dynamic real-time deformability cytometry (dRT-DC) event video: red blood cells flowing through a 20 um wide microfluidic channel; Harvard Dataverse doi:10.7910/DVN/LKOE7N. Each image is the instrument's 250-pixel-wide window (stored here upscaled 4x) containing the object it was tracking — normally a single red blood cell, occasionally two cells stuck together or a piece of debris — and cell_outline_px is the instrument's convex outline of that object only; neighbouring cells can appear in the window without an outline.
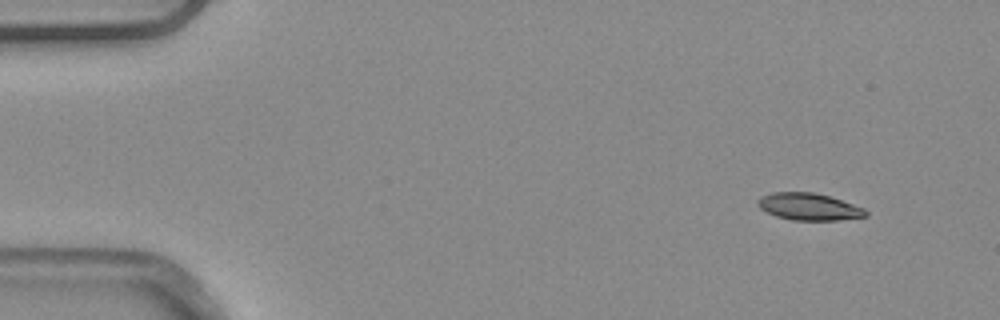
{"species": "common noctule bat (a hibernating species)", "species_latin": "Nyctalus noctula", "temperature_condition": "warm", "stored_images_in_passage": 5, "segment_of_instrument_passage": [1, 2], "camera_frame_rate_fps": 3000, "um_per_image_px": 0.085, "animal": {"sex": "male", "body_mass_g": 20.4}, "frame": {"image": 1, "passage_image": 1, "time_ms": 0.0, "image_size_px": [1000, 320], "cell_outline_px": [[868, 216], [836, 220], [792, 220], [776, 216], [760, 208], [756, 204], [756, 200], [760, 196], [772, 192], [812, 192], [828, 196], [864, 208], [868, 212]], "centroid_in_image_um": [68.72, 17.56], "position_along_channel_um": 16.3, "area_um2": 16.94}}
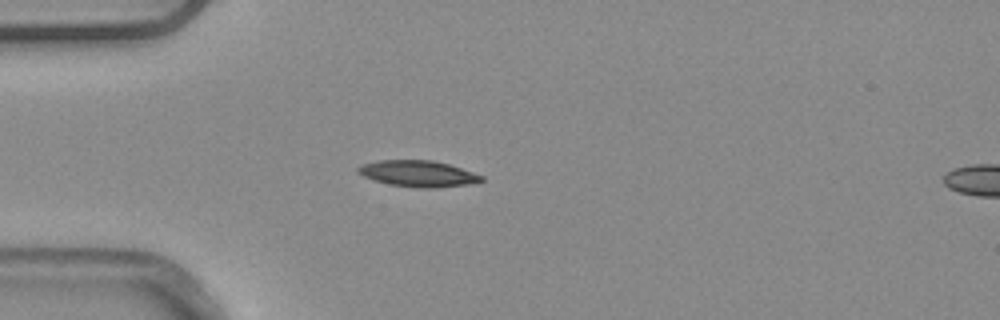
{"frame": {"image": 2, "passage_image": 4, "time_ms": 1.0, "image_size_px": [1000, 320], "cell_outline_px": [[484, 180], [468, 184], [436, 188], [416, 188], [388, 184], [364, 176], [356, 172], [356, 168], [360, 164], [380, 160], [432, 160], [448, 164], [484, 176]], "centroid_in_image_um": [35.51, 14.76], "position_along_channel_um": 49.5, "area_um2": 18.84}}